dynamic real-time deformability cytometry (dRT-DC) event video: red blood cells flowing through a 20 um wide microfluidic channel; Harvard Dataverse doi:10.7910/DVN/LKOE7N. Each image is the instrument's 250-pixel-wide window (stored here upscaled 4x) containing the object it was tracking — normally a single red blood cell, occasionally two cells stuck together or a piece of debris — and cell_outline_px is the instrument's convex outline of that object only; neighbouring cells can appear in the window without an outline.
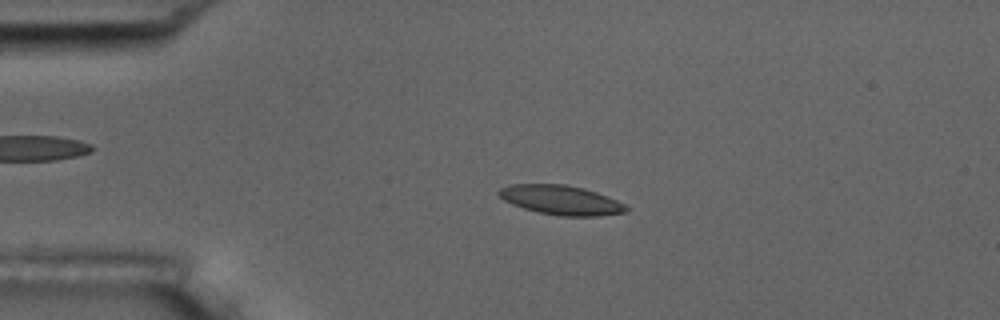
{"species": "common noctule bat (a hibernating species)", "species_latin": "Nyctalus noctula", "temperature_condition": "room temperature", "stored_images_in_passage": 3, "camera_frame_rate_fps": 3000, "um_per_image_px": 0.085, "animal": {"sex": "male", "body_mass_g": 17.5, "forearm_length_mm": 52.3}, "frame": {"image": 1, "passage_image": 2, "time_ms": 1.333, "image_size_px": [1000, 320], "cell_outline_px": [[628, 212], [600, 216], [560, 216], [540, 212], [524, 208], [512, 204], [504, 200], [496, 192], [500, 188], [508, 184], [564, 184], [584, 188], [596, 192], [616, 200], [624, 204], [628, 208]], "centroid_in_image_um": [47.68, 17.0], "position_along_channel_um": 37.3, "area_um2": 21.79}}